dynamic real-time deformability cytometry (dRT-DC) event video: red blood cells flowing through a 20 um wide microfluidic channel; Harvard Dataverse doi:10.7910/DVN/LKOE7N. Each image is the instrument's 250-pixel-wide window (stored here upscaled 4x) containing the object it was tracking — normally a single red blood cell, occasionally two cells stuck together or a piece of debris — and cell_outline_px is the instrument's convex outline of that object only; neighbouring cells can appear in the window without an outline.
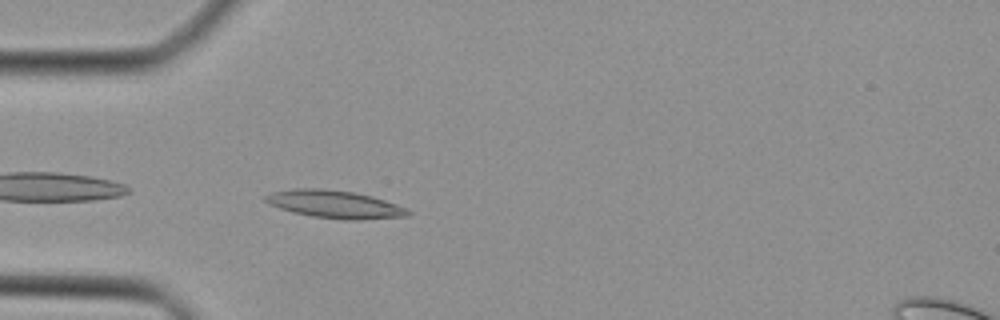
{"species": "Egyptian fruit bat (a non-hibernating species)", "species_latin": "Rousettus aegyptiacus", "temperature_condition": "cold", "stored_images_in_passage": 24, "camera_frame_rate_fps": 3000, "um_per_image_px": 0.085, "animal": {"sex": "female"}, "frame": {"image": 1, "passage_image": 1, "time_ms": 0.0, "image_size_px": [1000, 320], "cell_outline_px": [[412, 212], [408, 216], [360, 220], [344, 220], [312, 216], [292, 212], [268, 204], [264, 200], [264, 196], [272, 192], [292, 188], [320, 188], [352, 192], [372, 196], [396, 204]], "centroid_in_image_um": [28.42, 17.36], "position_along_channel_um": 56.6, "area_um2": 23.06}}
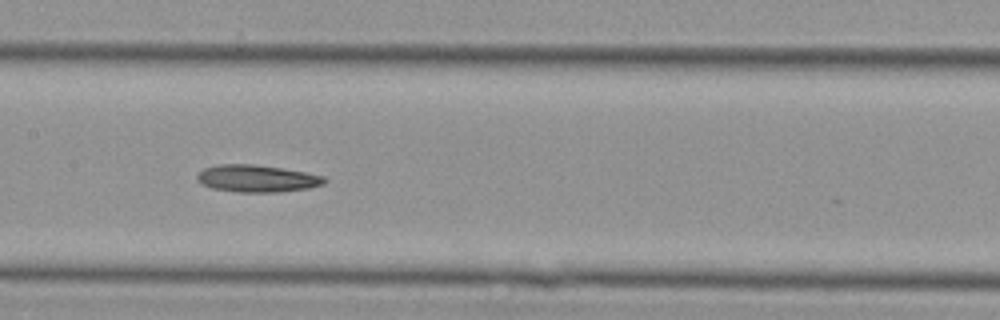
{"frame": {"image": 2, "passage_image": 10, "time_ms": 3.0, "image_size_px": [1000, 320], "cell_outline_px": [[328, 180], [324, 184], [308, 188], [280, 192], [236, 192], [212, 188], [196, 180], [196, 176], [204, 168], [216, 164], [252, 164], [280, 168], [304, 172], [324, 176]], "centroid_in_image_um": [21.84, 15.17], "position_along_channel_um": 185.6, "area_um2": 20.11}}
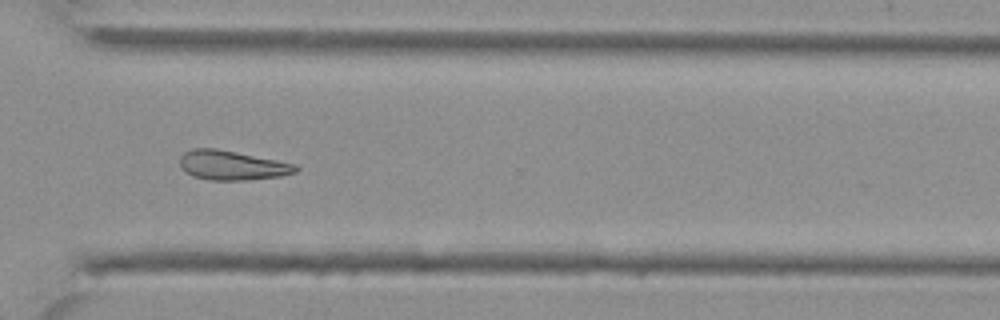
{"frame": {"image": 3, "passage_image": 21, "time_ms": 6.667, "image_size_px": [1000, 320], "cell_outline_px": [[300, 168], [296, 172], [280, 176], [248, 180], [212, 180], [192, 176], [184, 172], [180, 168], [180, 156], [184, 152], [192, 148], [216, 148], [296, 164]], "centroid_in_image_um": [19.69, 14.05], "position_along_channel_um": 350.9, "area_um2": 19.94}}